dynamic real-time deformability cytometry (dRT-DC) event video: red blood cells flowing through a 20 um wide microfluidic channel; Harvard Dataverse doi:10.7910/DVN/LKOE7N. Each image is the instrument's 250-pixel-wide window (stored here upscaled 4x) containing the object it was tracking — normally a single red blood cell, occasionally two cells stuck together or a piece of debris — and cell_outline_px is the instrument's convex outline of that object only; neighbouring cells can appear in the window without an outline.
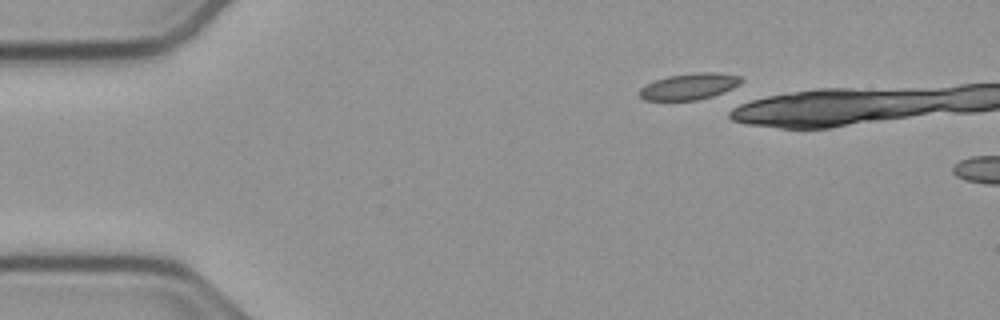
{"species": "common noctule bat (a hibernating species)", "species_latin": "Nyctalus noctula", "temperature_condition": "cold", "stored_images_in_passage": 4, "camera_frame_rate_fps": 3000, "um_per_image_px": 0.085, "animal": {"sex": "male", "body_mass_g": 23.1, "forearm_length_mm": 52.7}, "frame": {"image": 1, "passage_image": 1, "time_ms": 0.0, "image_size_px": [1000, 320], "cell_outline_px": [[740, 84], [732, 88], [712, 96], [696, 100], [644, 100], [640, 96], [640, 88], [644, 84], [668, 76], [696, 72], [716, 72], [740, 76]], "centroid_in_image_um": [58.55, 7.34], "position_along_channel_um": 26.4, "area_um2": 15.43}}